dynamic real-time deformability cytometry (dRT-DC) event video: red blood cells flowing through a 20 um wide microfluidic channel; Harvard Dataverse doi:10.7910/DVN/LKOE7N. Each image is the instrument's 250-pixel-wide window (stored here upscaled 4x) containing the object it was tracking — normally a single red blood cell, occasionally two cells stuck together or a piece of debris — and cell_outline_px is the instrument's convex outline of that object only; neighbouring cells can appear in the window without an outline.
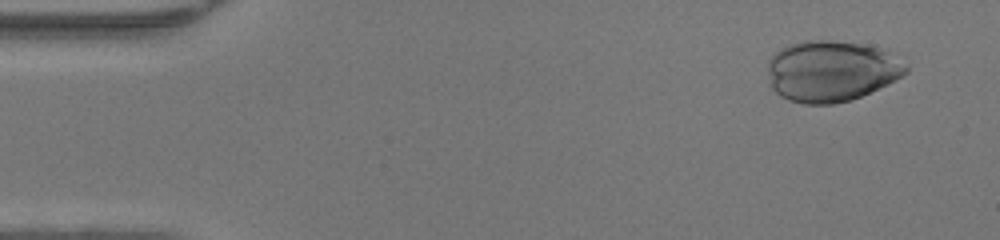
{"species": "human", "species_latin": "Homo sapiens", "temperature_condition": "warm", "stored_images_in_passage": 41, "camera_frame_rate_fps": 3000, "um_per_image_px": 0.085, "donor": {"sex": "female"}, "frame": {"image": 1, "passage_image": 3, "time_ms": 0.667, "image_size_px": [1000, 240], "cell_outline_px": [[908, 72], [852, 100], [832, 104], [804, 104], [788, 100], [780, 96], [772, 88], [768, 72], [768, 60], [780, 48], [788, 44], [804, 40], [832, 40], [888, 48], [908, 68]], "centroid_in_image_um": [70.63, 6.02], "position_along_channel_um": 14.4, "area_um2": 49.19}}
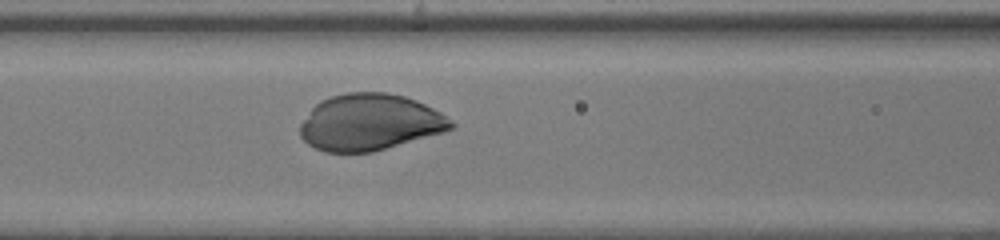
{"frame": {"image": 2, "passage_image": 20, "time_ms": 6.333, "image_size_px": [1000, 240], "cell_outline_px": [[456, 128], [444, 132], [372, 152], [324, 152], [308, 144], [300, 136], [300, 124], [312, 108], [320, 100], [332, 96], [348, 92], [388, 92], [404, 96], [416, 100], [440, 112], [452, 120], [456, 124]], "centroid_in_image_um": [31.45, 10.39], "position_along_channel_um": 135.2, "area_um2": 49.71}}
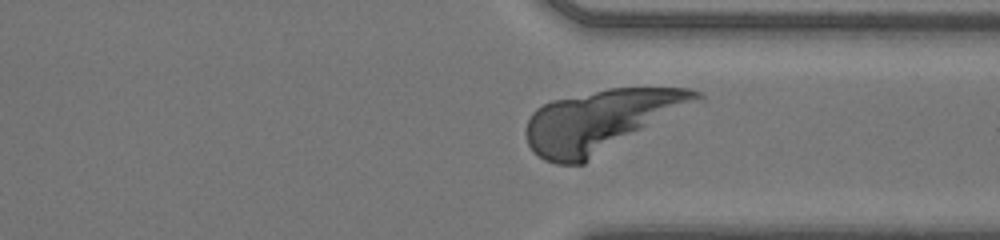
{"frame": {"image": 3, "passage_image": 36, "time_ms": 11.667, "image_size_px": [1000, 240], "cell_outline_px": [[704, 100], [584, 164], [556, 164], [544, 160], [532, 152], [528, 144], [524, 132], [528, 120], [532, 112], [536, 108], [552, 100], [608, 88], [692, 88], [700, 92], [704, 96]], "centroid_in_image_um": [51.1, 10.27], "position_along_channel_um": 360.3, "area_um2": 61.9}}